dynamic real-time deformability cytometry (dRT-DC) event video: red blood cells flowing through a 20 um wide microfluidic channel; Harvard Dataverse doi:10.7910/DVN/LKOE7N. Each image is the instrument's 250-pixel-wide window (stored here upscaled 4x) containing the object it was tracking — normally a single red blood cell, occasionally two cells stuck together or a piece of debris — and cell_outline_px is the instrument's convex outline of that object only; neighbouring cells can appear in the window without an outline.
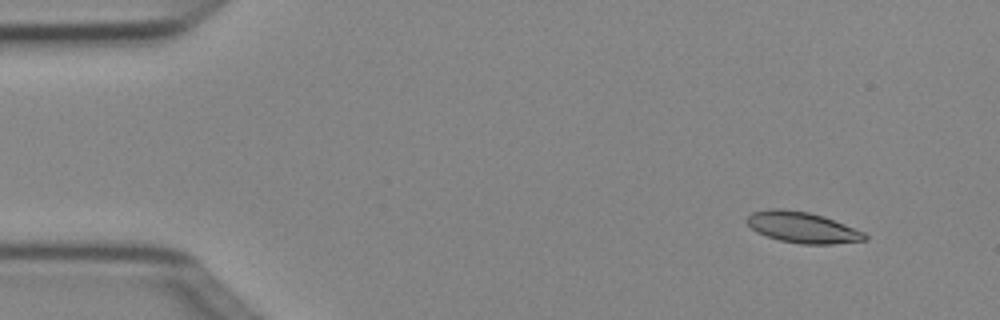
{"species": "Egyptian fruit bat (a non-hibernating species)", "species_latin": "Rousettus aegyptiacus", "temperature_condition": "cold", "stored_images_in_passage": 5, "segment_of_instrument_passage": [2, 2], "camera_frame_rate_fps": 3000, "um_per_image_px": 0.085, "animal": {"sex": "female"}, "frame": {"image": 1, "passage_image": 5, "time_ms": 1.333, "image_size_px": [1000, 320], "cell_outline_px": [[868, 240], [832, 244], [800, 244], [780, 240], [756, 232], [744, 220], [752, 212], [772, 208], [780, 208], [808, 212], [824, 216], [864, 232], [868, 236]], "centroid_in_image_um": [68.2, 19.33], "position_along_channel_um": 16.8, "area_um2": 21.27}}